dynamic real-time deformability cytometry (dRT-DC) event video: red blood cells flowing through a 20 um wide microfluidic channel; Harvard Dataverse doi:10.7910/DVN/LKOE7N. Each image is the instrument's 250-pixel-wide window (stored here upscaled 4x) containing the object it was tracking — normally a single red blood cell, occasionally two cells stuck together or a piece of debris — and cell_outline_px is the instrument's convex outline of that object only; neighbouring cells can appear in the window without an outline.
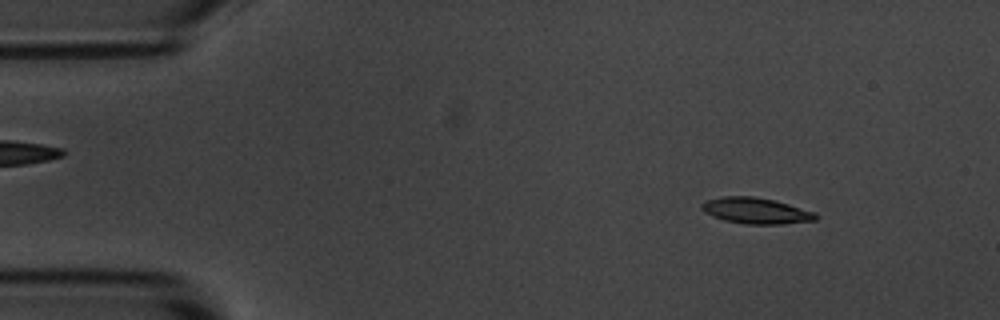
{"species": "common noctule bat (a hibernating species)", "species_latin": "Nyctalus noctula", "temperature_condition": "room temperature", "stored_images_in_passage": 56, "camera_frame_rate_fps": 3000, "um_per_image_px": 0.085, "animal": {"sex": "male", "body_mass_g": 20.1, "forearm_length_mm": 53.5}, "frame": {"image": 1, "passage_image": 7, "time_ms": 2.0, "image_size_px": [1000, 320], "cell_outline_px": [[820, 216], [816, 220], [784, 224], [744, 224], [724, 220], [712, 216], [704, 212], [700, 208], [700, 204], [704, 200], [724, 196], [752, 196], [772, 200], [788, 204], [816, 212]], "centroid_in_image_um": [64.24, 17.91], "position_along_channel_um": 20.8, "area_um2": 17.46}}
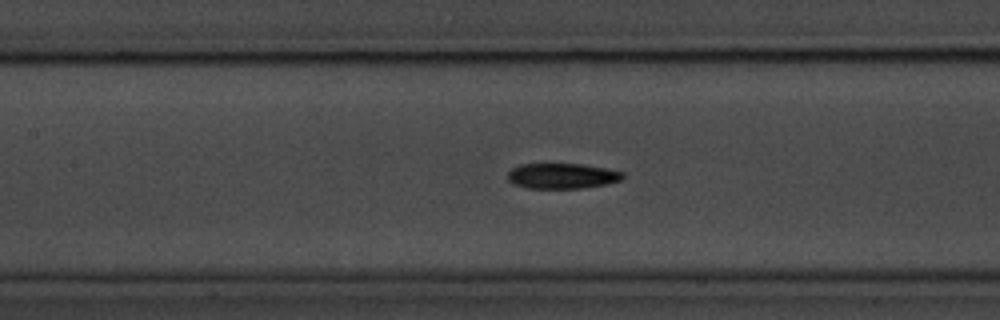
{"frame": {"image": 2, "passage_image": 25, "time_ms": 8.0, "image_size_px": [1000, 320], "cell_outline_px": [[624, 176], [620, 180], [608, 184], [584, 188], [528, 188], [512, 184], [508, 180], [508, 172], [512, 168], [520, 164], [580, 164], [604, 168], [624, 172]], "centroid_in_image_um": [47.76, 14.96], "position_along_channel_um": 159.6, "area_um2": 17.05}}
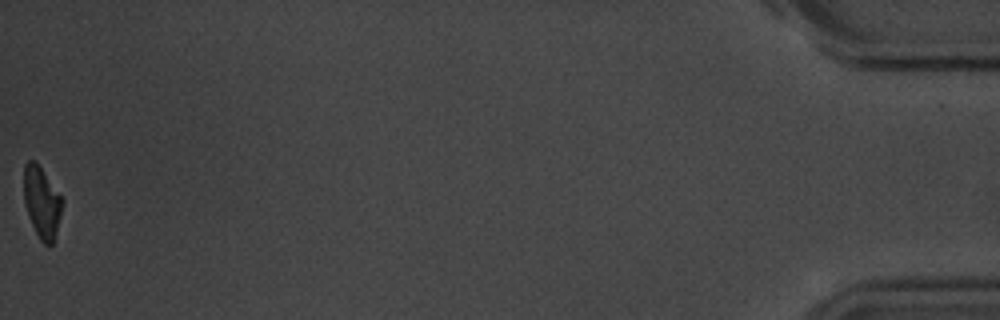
{"frame": {"image": 3, "passage_image": 56, "time_ms": 18.333, "image_size_px": [1000, 320], "cell_outline_px": [[64, 200], [52, 244], [44, 244], [40, 240], [28, 216], [24, 200], [24, 164], [28, 160], [36, 160]], "centroid_in_image_um": [3.54, 17.14], "position_along_channel_um": 431.7, "area_um2": 15.78}, "authors_computed_cell_mechanics": {"area_um2": 17.2244, "velocity_mm_per_s": 3.6026, "shape_relaxation_time_tau1_ms": 3.7724, "shape_relaxation_time_tau2_ms": 5.9714, "deformation_change_tau1": 0.1732, "deformation_change_tau2": 0.1211}}